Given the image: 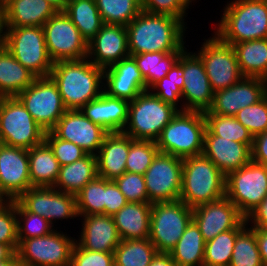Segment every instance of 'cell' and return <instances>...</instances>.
Segmentation results:
<instances>
[{"label": "cell", "instance_id": "1", "mask_svg": "<svg viewBox=\"0 0 267 266\" xmlns=\"http://www.w3.org/2000/svg\"><path fill=\"white\" fill-rule=\"evenodd\" d=\"M129 55L182 52L187 25L180 19L141 11L127 26Z\"/></svg>", "mask_w": 267, "mask_h": 266}, {"label": "cell", "instance_id": "2", "mask_svg": "<svg viewBox=\"0 0 267 266\" xmlns=\"http://www.w3.org/2000/svg\"><path fill=\"white\" fill-rule=\"evenodd\" d=\"M49 76L67 110H80L104 92V70L88 58L55 62Z\"/></svg>", "mask_w": 267, "mask_h": 266}, {"label": "cell", "instance_id": "3", "mask_svg": "<svg viewBox=\"0 0 267 266\" xmlns=\"http://www.w3.org/2000/svg\"><path fill=\"white\" fill-rule=\"evenodd\" d=\"M222 12L212 31L224 43L267 38V0H230Z\"/></svg>", "mask_w": 267, "mask_h": 266}, {"label": "cell", "instance_id": "4", "mask_svg": "<svg viewBox=\"0 0 267 266\" xmlns=\"http://www.w3.org/2000/svg\"><path fill=\"white\" fill-rule=\"evenodd\" d=\"M226 176L203 154L183 158L180 199L188 207L211 203L225 196Z\"/></svg>", "mask_w": 267, "mask_h": 266}, {"label": "cell", "instance_id": "5", "mask_svg": "<svg viewBox=\"0 0 267 266\" xmlns=\"http://www.w3.org/2000/svg\"><path fill=\"white\" fill-rule=\"evenodd\" d=\"M206 121L204 113L178 111L155 141L159 152L180 158L203 153Z\"/></svg>", "mask_w": 267, "mask_h": 266}, {"label": "cell", "instance_id": "6", "mask_svg": "<svg viewBox=\"0 0 267 266\" xmlns=\"http://www.w3.org/2000/svg\"><path fill=\"white\" fill-rule=\"evenodd\" d=\"M178 111L146 90L130 101L128 121L122 132L134 140L156 141Z\"/></svg>", "mask_w": 267, "mask_h": 266}, {"label": "cell", "instance_id": "7", "mask_svg": "<svg viewBox=\"0 0 267 266\" xmlns=\"http://www.w3.org/2000/svg\"><path fill=\"white\" fill-rule=\"evenodd\" d=\"M45 133L16 96L0 97V143L29 150L44 142Z\"/></svg>", "mask_w": 267, "mask_h": 266}, {"label": "cell", "instance_id": "8", "mask_svg": "<svg viewBox=\"0 0 267 266\" xmlns=\"http://www.w3.org/2000/svg\"><path fill=\"white\" fill-rule=\"evenodd\" d=\"M192 220V208L181 200L152 203L149 239L157 252L169 254Z\"/></svg>", "mask_w": 267, "mask_h": 266}, {"label": "cell", "instance_id": "9", "mask_svg": "<svg viewBox=\"0 0 267 266\" xmlns=\"http://www.w3.org/2000/svg\"><path fill=\"white\" fill-rule=\"evenodd\" d=\"M5 47L36 77L50 75L54 62L48 54L42 27H7Z\"/></svg>", "mask_w": 267, "mask_h": 266}, {"label": "cell", "instance_id": "10", "mask_svg": "<svg viewBox=\"0 0 267 266\" xmlns=\"http://www.w3.org/2000/svg\"><path fill=\"white\" fill-rule=\"evenodd\" d=\"M57 230L41 237L18 239V262L28 266H70L76 238Z\"/></svg>", "mask_w": 267, "mask_h": 266}, {"label": "cell", "instance_id": "11", "mask_svg": "<svg viewBox=\"0 0 267 266\" xmlns=\"http://www.w3.org/2000/svg\"><path fill=\"white\" fill-rule=\"evenodd\" d=\"M267 195V167L252 160L226 176L225 196L246 217Z\"/></svg>", "mask_w": 267, "mask_h": 266}, {"label": "cell", "instance_id": "12", "mask_svg": "<svg viewBox=\"0 0 267 266\" xmlns=\"http://www.w3.org/2000/svg\"><path fill=\"white\" fill-rule=\"evenodd\" d=\"M16 97L46 132L51 131L67 111L57 85L50 76L36 77Z\"/></svg>", "mask_w": 267, "mask_h": 266}, {"label": "cell", "instance_id": "13", "mask_svg": "<svg viewBox=\"0 0 267 266\" xmlns=\"http://www.w3.org/2000/svg\"><path fill=\"white\" fill-rule=\"evenodd\" d=\"M211 35L203 39L204 42L195 53L203 62L211 88L216 92L231 87L244 76L240 72L232 45L224 43L214 33Z\"/></svg>", "mask_w": 267, "mask_h": 266}, {"label": "cell", "instance_id": "14", "mask_svg": "<svg viewBox=\"0 0 267 266\" xmlns=\"http://www.w3.org/2000/svg\"><path fill=\"white\" fill-rule=\"evenodd\" d=\"M42 28L48 54L54 63L87 58L88 43L64 11H58Z\"/></svg>", "mask_w": 267, "mask_h": 266}, {"label": "cell", "instance_id": "15", "mask_svg": "<svg viewBox=\"0 0 267 266\" xmlns=\"http://www.w3.org/2000/svg\"><path fill=\"white\" fill-rule=\"evenodd\" d=\"M183 158L158 152L144 174L148 203L180 199Z\"/></svg>", "mask_w": 267, "mask_h": 266}, {"label": "cell", "instance_id": "16", "mask_svg": "<svg viewBox=\"0 0 267 266\" xmlns=\"http://www.w3.org/2000/svg\"><path fill=\"white\" fill-rule=\"evenodd\" d=\"M17 201L28 212L48 220L53 227L59 220L79 218L76 195L59 191L54 187H31Z\"/></svg>", "mask_w": 267, "mask_h": 266}, {"label": "cell", "instance_id": "17", "mask_svg": "<svg viewBox=\"0 0 267 266\" xmlns=\"http://www.w3.org/2000/svg\"><path fill=\"white\" fill-rule=\"evenodd\" d=\"M185 48L181 52V67L183 68L182 102L184 111L202 112L210 110L214 100L203 62L195 53Z\"/></svg>", "mask_w": 267, "mask_h": 266}, {"label": "cell", "instance_id": "18", "mask_svg": "<svg viewBox=\"0 0 267 266\" xmlns=\"http://www.w3.org/2000/svg\"><path fill=\"white\" fill-rule=\"evenodd\" d=\"M31 187L28 150L0 143V198L17 200Z\"/></svg>", "mask_w": 267, "mask_h": 266}, {"label": "cell", "instance_id": "19", "mask_svg": "<svg viewBox=\"0 0 267 266\" xmlns=\"http://www.w3.org/2000/svg\"><path fill=\"white\" fill-rule=\"evenodd\" d=\"M193 221L207 242L218 234L231 229H243L245 217L226 197L192 208Z\"/></svg>", "mask_w": 267, "mask_h": 266}, {"label": "cell", "instance_id": "20", "mask_svg": "<svg viewBox=\"0 0 267 266\" xmlns=\"http://www.w3.org/2000/svg\"><path fill=\"white\" fill-rule=\"evenodd\" d=\"M58 138L73 142L87 154L96 155L108 132L80 110H67L51 130Z\"/></svg>", "mask_w": 267, "mask_h": 266}, {"label": "cell", "instance_id": "21", "mask_svg": "<svg viewBox=\"0 0 267 266\" xmlns=\"http://www.w3.org/2000/svg\"><path fill=\"white\" fill-rule=\"evenodd\" d=\"M267 94V80L259 77H243L231 87L214 92L210 112L235 116L238 111L260 101Z\"/></svg>", "mask_w": 267, "mask_h": 266}, {"label": "cell", "instance_id": "22", "mask_svg": "<svg viewBox=\"0 0 267 266\" xmlns=\"http://www.w3.org/2000/svg\"><path fill=\"white\" fill-rule=\"evenodd\" d=\"M129 56L126 26L104 23L88 42L87 58L103 70Z\"/></svg>", "mask_w": 267, "mask_h": 266}, {"label": "cell", "instance_id": "23", "mask_svg": "<svg viewBox=\"0 0 267 266\" xmlns=\"http://www.w3.org/2000/svg\"><path fill=\"white\" fill-rule=\"evenodd\" d=\"M146 90L144 77L131 56L104 69V92L109 96L132 101Z\"/></svg>", "mask_w": 267, "mask_h": 266}, {"label": "cell", "instance_id": "24", "mask_svg": "<svg viewBox=\"0 0 267 266\" xmlns=\"http://www.w3.org/2000/svg\"><path fill=\"white\" fill-rule=\"evenodd\" d=\"M202 154L211 160L225 176L251 161V148L247 144L213 135L207 128Z\"/></svg>", "mask_w": 267, "mask_h": 266}, {"label": "cell", "instance_id": "25", "mask_svg": "<svg viewBox=\"0 0 267 266\" xmlns=\"http://www.w3.org/2000/svg\"><path fill=\"white\" fill-rule=\"evenodd\" d=\"M79 217L82 228L76 243L86 250L114 253L121 239L113 217L105 214Z\"/></svg>", "mask_w": 267, "mask_h": 266}, {"label": "cell", "instance_id": "26", "mask_svg": "<svg viewBox=\"0 0 267 266\" xmlns=\"http://www.w3.org/2000/svg\"><path fill=\"white\" fill-rule=\"evenodd\" d=\"M131 137L123 132L108 133L96 153L98 176L115 180L126 172Z\"/></svg>", "mask_w": 267, "mask_h": 266}, {"label": "cell", "instance_id": "27", "mask_svg": "<svg viewBox=\"0 0 267 266\" xmlns=\"http://www.w3.org/2000/svg\"><path fill=\"white\" fill-rule=\"evenodd\" d=\"M7 27H43L58 11L46 0H4Z\"/></svg>", "mask_w": 267, "mask_h": 266}, {"label": "cell", "instance_id": "28", "mask_svg": "<svg viewBox=\"0 0 267 266\" xmlns=\"http://www.w3.org/2000/svg\"><path fill=\"white\" fill-rule=\"evenodd\" d=\"M112 217L121 240L149 238L151 203L128 202Z\"/></svg>", "mask_w": 267, "mask_h": 266}, {"label": "cell", "instance_id": "29", "mask_svg": "<svg viewBox=\"0 0 267 266\" xmlns=\"http://www.w3.org/2000/svg\"><path fill=\"white\" fill-rule=\"evenodd\" d=\"M36 76L18 62L6 47L0 49V97H14L29 87Z\"/></svg>", "mask_w": 267, "mask_h": 266}, {"label": "cell", "instance_id": "30", "mask_svg": "<svg viewBox=\"0 0 267 266\" xmlns=\"http://www.w3.org/2000/svg\"><path fill=\"white\" fill-rule=\"evenodd\" d=\"M28 156L32 187H53L59 176L60 165L49 145L44 141L30 148Z\"/></svg>", "mask_w": 267, "mask_h": 266}, {"label": "cell", "instance_id": "31", "mask_svg": "<svg viewBox=\"0 0 267 266\" xmlns=\"http://www.w3.org/2000/svg\"><path fill=\"white\" fill-rule=\"evenodd\" d=\"M98 176L96 156L87 154L71 164L60 166L55 189L76 195L88 182Z\"/></svg>", "mask_w": 267, "mask_h": 266}, {"label": "cell", "instance_id": "32", "mask_svg": "<svg viewBox=\"0 0 267 266\" xmlns=\"http://www.w3.org/2000/svg\"><path fill=\"white\" fill-rule=\"evenodd\" d=\"M244 77L267 80V38L232 44Z\"/></svg>", "mask_w": 267, "mask_h": 266}, {"label": "cell", "instance_id": "33", "mask_svg": "<svg viewBox=\"0 0 267 266\" xmlns=\"http://www.w3.org/2000/svg\"><path fill=\"white\" fill-rule=\"evenodd\" d=\"M205 244L199 227L192 220L169 255L177 266H201L204 264Z\"/></svg>", "mask_w": 267, "mask_h": 266}, {"label": "cell", "instance_id": "34", "mask_svg": "<svg viewBox=\"0 0 267 266\" xmlns=\"http://www.w3.org/2000/svg\"><path fill=\"white\" fill-rule=\"evenodd\" d=\"M64 12L87 43L96 36L104 24L95 0H67Z\"/></svg>", "mask_w": 267, "mask_h": 266}, {"label": "cell", "instance_id": "35", "mask_svg": "<svg viewBox=\"0 0 267 266\" xmlns=\"http://www.w3.org/2000/svg\"><path fill=\"white\" fill-rule=\"evenodd\" d=\"M180 54L181 52H147L131 55V57L144 77L146 89L149 90L157 81L166 76Z\"/></svg>", "mask_w": 267, "mask_h": 266}, {"label": "cell", "instance_id": "36", "mask_svg": "<svg viewBox=\"0 0 267 266\" xmlns=\"http://www.w3.org/2000/svg\"><path fill=\"white\" fill-rule=\"evenodd\" d=\"M157 253L149 238L121 240L114 250V263L117 266H149Z\"/></svg>", "mask_w": 267, "mask_h": 266}, {"label": "cell", "instance_id": "37", "mask_svg": "<svg viewBox=\"0 0 267 266\" xmlns=\"http://www.w3.org/2000/svg\"><path fill=\"white\" fill-rule=\"evenodd\" d=\"M184 77L181 67V54L165 77L157 81L149 90L162 101L173 105L179 111H184L182 89Z\"/></svg>", "mask_w": 267, "mask_h": 266}, {"label": "cell", "instance_id": "38", "mask_svg": "<svg viewBox=\"0 0 267 266\" xmlns=\"http://www.w3.org/2000/svg\"><path fill=\"white\" fill-rule=\"evenodd\" d=\"M206 128L216 136L229 139L238 143H245L250 148L253 144V136L234 116L213 114L210 111L204 113Z\"/></svg>", "mask_w": 267, "mask_h": 266}, {"label": "cell", "instance_id": "39", "mask_svg": "<svg viewBox=\"0 0 267 266\" xmlns=\"http://www.w3.org/2000/svg\"><path fill=\"white\" fill-rule=\"evenodd\" d=\"M103 23L127 26L141 11V0H95Z\"/></svg>", "mask_w": 267, "mask_h": 266}, {"label": "cell", "instance_id": "40", "mask_svg": "<svg viewBox=\"0 0 267 266\" xmlns=\"http://www.w3.org/2000/svg\"><path fill=\"white\" fill-rule=\"evenodd\" d=\"M105 198L106 179L97 176L76 194L78 216L104 214Z\"/></svg>", "mask_w": 267, "mask_h": 266}, {"label": "cell", "instance_id": "41", "mask_svg": "<svg viewBox=\"0 0 267 266\" xmlns=\"http://www.w3.org/2000/svg\"><path fill=\"white\" fill-rule=\"evenodd\" d=\"M229 266H264L255 229L246 225L237 235Z\"/></svg>", "mask_w": 267, "mask_h": 266}, {"label": "cell", "instance_id": "42", "mask_svg": "<svg viewBox=\"0 0 267 266\" xmlns=\"http://www.w3.org/2000/svg\"><path fill=\"white\" fill-rule=\"evenodd\" d=\"M241 230H227L207 241L204 250V265L229 266L236 237Z\"/></svg>", "mask_w": 267, "mask_h": 266}, {"label": "cell", "instance_id": "43", "mask_svg": "<svg viewBox=\"0 0 267 266\" xmlns=\"http://www.w3.org/2000/svg\"><path fill=\"white\" fill-rule=\"evenodd\" d=\"M18 239H29L50 234L57 228L40 215L28 212L16 200Z\"/></svg>", "mask_w": 267, "mask_h": 266}, {"label": "cell", "instance_id": "44", "mask_svg": "<svg viewBox=\"0 0 267 266\" xmlns=\"http://www.w3.org/2000/svg\"><path fill=\"white\" fill-rule=\"evenodd\" d=\"M158 152L159 150L155 141L134 140L131 138V145L126 161V171L144 175Z\"/></svg>", "mask_w": 267, "mask_h": 266}, {"label": "cell", "instance_id": "45", "mask_svg": "<svg viewBox=\"0 0 267 266\" xmlns=\"http://www.w3.org/2000/svg\"><path fill=\"white\" fill-rule=\"evenodd\" d=\"M253 136L267 130V94L257 103L238 111L234 116Z\"/></svg>", "mask_w": 267, "mask_h": 266}, {"label": "cell", "instance_id": "46", "mask_svg": "<svg viewBox=\"0 0 267 266\" xmlns=\"http://www.w3.org/2000/svg\"><path fill=\"white\" fill-rule=\"evenodd\" d=\"M0 243L8 245L14 252L18 248L16 200L0 201Z\"/></svg>", "mask_w": 267, "mask_h": 266}, {"label": "cell", "instance_id": "47", "mask_svg": "<svg viewBox=\"0 0 267 266\" xmlns=\"http://www.w3.org/2000/svg\"><path fill=\"white\" fill-rule=\"evenodd\" d=\"M196 0H141V9L147 13L168 15L182 20L186 25L189 7Z\"/></svg>", "mask_w": 267, "mask_h": 266}, {"label": "cell", "instance_id": "48", "mask_svg": "<svg viewBox=\"0 0 267 266\" xmlns=\"http://www.w3.org/2000/svg\"><path fill=\"white\" fill-rule=\"evenodd\" d=\"M130 101L105 93L106 131L122 132L128 121Z\"/></svg>", "mask_w": 267, "mask_h": 266}, {"label": "cell", "instance_id": "49", "mask_svg": "<svg viewBox=\"0 0 267 266\" xmlns=\"http://www.w3.org/2000/svg\"><path fill=\"white\" fill-rule=\"evenodd\" d=\"M44 141L52 149L60 166L71 164L87 155L80 146L58 138L52 131L45 133Z\"/></svg>", "mask_w": 267, "mask_h": 266}, {"label": "cell", "instance_id": "50", "mask_svg": "<svg viewBox=\"0 0 267 266\" xmlns=\"http://www.w3.org/2000/svg\"><path fill=\"white\" fill-rule=\"evenodd\" d=\"M114 182L128 202H148V192L143 174L126 171L120 177L116 178Z\"/></svg>", "mask_w": 267, "mask_h": 266}, {"label": "cell", "instance_id": "51", "mask_svg": "<svg viewBox=\"0 0 267 266\" xmlns=\"http://www.w3.org/2000/svg\"><path fill=\"white\" fill-rule=\"evenodd\" d=\"M114 253L90 251L81 248L77 243L72 251L70 266H113Z\"/></svg>", "mask_w": 267, "mask_h": 266}, {"label": "cell", "instance_id": "52", "mask_svg": "<svg viewBox=\"0 0 267 266\" xmlns=\"http://www.w3.org/2000/svg\"><path fill=\"white\" fill-rule=\"evenodd\" d=\"M128 203L124 194L113 180L106 179L104 214L113 216Z\"/></svg>", "mask_w": 267, "mask_h": 266}, {"label": "cell", "instance_id": "53", "mask_svg": "<svg viewBox=\"0 0 267 266\" xmlns=\"http://www.w3.org/2000/svg\"><path fill=\"white\" fill-rule=\"evenodd\" d=\"M80 111L94 124H97L106 130L105 92L98 98L89 101L80 109Z\"/></svg>", "mask_w": 267, "mask_h": 266}, {"label": "cell", "instance_id": "54", "mask_svg": "<svg viewBox=\"0 0 267 266\" xmlns=\"http://www.w3.org/2000/svg\"><path fill=\"white\" fill-rule=\"evenodd\" d=\"M245 221L251 228L267 229V195L261 203L245 217Z\"/></svg>", "mask_w": 267, "mask_h": 266}, {"label": "cell", "instance_id": "55", "mask_svg": "<svg viewBox=\"0 0 267 266\" xmlns=\"http://www.w3.org/2000/svg\"><path fill=\"white\" fill-rule=\"evenodd\" d=\"M251 160L267 167V130L253 138Z\"/></svg>", "mask_w": 267, "mask_h": 266}, {"label": "cell", "instance_id": "56", "mask_svg": "<svg viewBox=\"0 0 267 266\" xmlns=\"http://www.w3.org/2000/svg\"><path fill=\"white\" fill-rule=\"evenodd\" d=\"M255 229L256 240L264 266H267V229Z\"/></svg>", "mask_w": 267, "mask_h": 266}, {"label": "cell", "instance_id": "57", "mask_svg": "<svg viewBox=\"0 0 267 266\" xmlns=\"http://www.w3.org/2000/svg\"><path fill=\"white\" fill-rule=\"evenodd\" d=\"M7 33L6 10L4 1L0 0V49L5 47Z\"/></svg>", "mask_w": 267, "mask_h": 266}, {"label": "cell", "instance_id": "58", "mask_svg": "<svg viewBox=\"0 0 267 266\" xmlns=\"http://www.w3.org/2000/svg\"><path fill=\"white\" fill-rule=\"evenodd\" d=\"M149 266H177L172 257L166 253H157Z\"/></svg>", "mask_w": 267, "mask_h": 266}, {"label": "cell", "instance_id": "59", "mask_svg": "<svg viewBox=\"0 0 267 266\" xmlns=\"http://www.w3.org/2000/svg\"><path fill=\"white\" fill-rule=\"evenodd\" d=\"M14 251L8 246L3 243H0V261L8 259Z\"/></svg>", "mask_w": 267, "mask_h": 266}, {"label": "cell", "instance_id": "60", "mask_svg": "<svg viewBox=\"0 0 267 266\" xmlns=\"http://www.w3.org/2000/svg\"><path fill=\"white\" fill-rule=\"evenodd\" d=\"M49 2L57 11H64L66 9L67 0H46Z\"/></svg>", "mask_w": 267, "mask_h": 266}, {"label": "cell", "instance_id": "61", "mask_svg": "<svg viewBox=\"0 0 267 266\" xmlns=\"http://www.w3.org/2000/svg\"><path fill=\"white\" fill-rule=\"evenodd\" d=\"M17 262H18L17 254L16 252H14L8 259L1 260L0 266H15Z\"/></svg>", "mask_w": 267, "mask_h": 266}, {"label": "cell", "instance_id": "62", "mask_svg": "<svg viewBox=\"0 0 267 266\" xmlns=\"http://www.w3.org/2000/svg\"><path fill=\"white\" fill-rule=\"evenodd\" d=\"M15 266H28V265H24V264H22L20 262H17Z\"/></svg>", "mask_w": 267, "mask_h": 266}]
</instances>
